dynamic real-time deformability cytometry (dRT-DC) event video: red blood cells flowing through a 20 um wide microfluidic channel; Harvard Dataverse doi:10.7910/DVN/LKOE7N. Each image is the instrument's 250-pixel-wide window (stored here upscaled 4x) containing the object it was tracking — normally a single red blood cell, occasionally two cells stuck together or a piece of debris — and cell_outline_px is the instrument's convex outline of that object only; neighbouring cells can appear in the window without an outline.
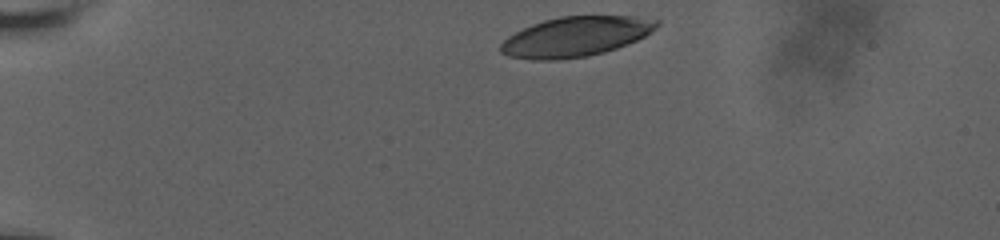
{"species": "human", "species_latin": "Homo sapiens", "temperature_condition": "room temperature", "stored_images_in_passage": 38, "camera_frame_rate_fps": 3000, "um_per_image_px": 0.085, "donor": {"sex": "male"}, "frame": {"image": 1, "passage_image": 1, "time_ms": 0.0, "image_size_px": [1000, 240], "cell_outline_px": [[660, 24], [656, 28], [644, 36], [636, 40], [616, 48], [604, 52], [588, 56], [560, 60], [532, 60], [508, 56], [500, 52], [500, 44], [508, 36], [532, 24], [544, 20], [560, 16], [632, 16], [660, 20]], "centroid_in_image_um": [48.91, 3.12], "position_along_channel_um": 36.1, "area_um2": 36.24}}
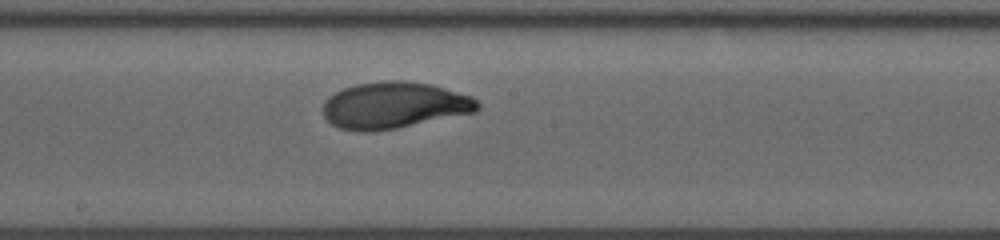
{"frame": {"image": 2, "passage_image": 22, "time_ms": 7.0, "image_size_px": [1000, 240], "cell_outline_px": [[480, 108], [476, 112], [396, 128], [372, 132], [364, 132], [340, 128], [332, 124], [324, 116], [324, 100], [328, 96], [344, 88], [356, 84], [392, 80], [404, 80], [432, 84], [472, 96], [480, 104]], "centroid_in_image_um": [33.52, 8.94], "position_along_channel_um": 214.7, "area_um2": 41.91}}
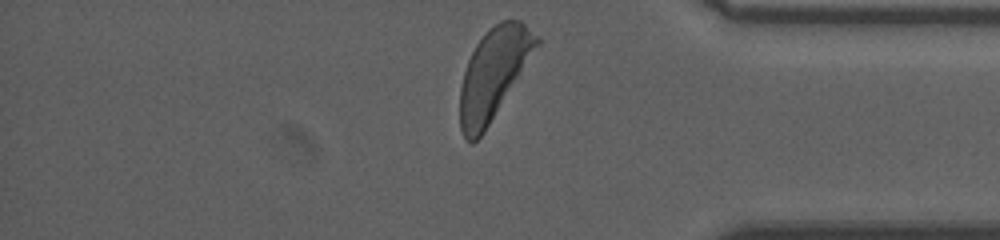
{"frame": {"image": 3, "passage_image": 38, "time_ms": 12.333, "image_size_px": [1000, 240], "cell_outline_px": [[540, 44], [484, 132], [472, 144], [464, 140], [460, 128], [460, 88], [464, 72], [468, 60], [476, 44], [488, 28], [500, 20], [520, 20], [540, 36]], "centroid_in_image_um": [41.95, 6.25], "position_along_channel_um": 393.2, "area_um2": 40.29}, "authors_computed_cell_mechanics": {"area_um2": 40.4889, "velocity_mm_per_s": 3.6028, "shape_relaxation_time_tau1_ms": 4.0594, "shape_relaxation_time_tau2_ms": null, "deformation_change_tau1": 0.1984, "deformation_change_tau2": null}}